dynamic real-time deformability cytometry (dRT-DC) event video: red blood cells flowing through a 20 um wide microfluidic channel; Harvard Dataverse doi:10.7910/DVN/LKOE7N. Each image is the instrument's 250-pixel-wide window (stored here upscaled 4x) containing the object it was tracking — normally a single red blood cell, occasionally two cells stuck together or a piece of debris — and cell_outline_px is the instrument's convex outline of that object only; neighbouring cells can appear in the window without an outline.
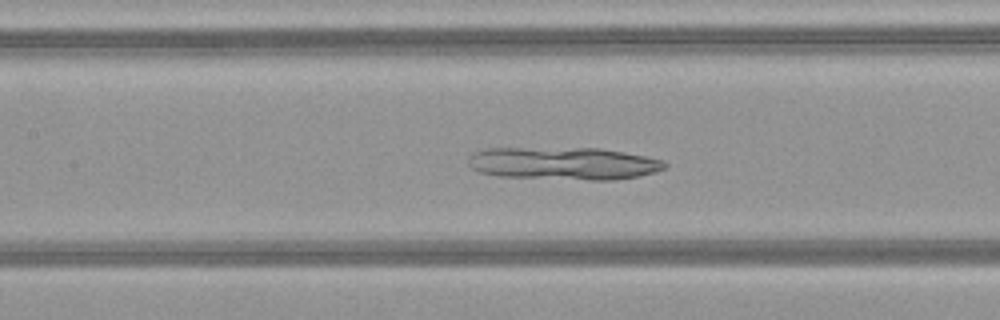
{"species": "common noctule bat (a hibernating species)", "species_latin": "Nyctalus noctula", "temperature_condition": "warm", "stored_images_in_passage": 48, "camera_frame_rate_fps": 3000, "um_per_image_px": 0.085, "animal": {"sex": "female", "body_mass_g": 21.9}, "frame": {"image": 1, "passage_image": 22, "time_ms": 7.0, "image_size_px": [1000, 320], "cell_outline_px": [[668, 164], [664, 168], [656, 172], [640, 176], [612, 180], [588, 180], [500, 176], [480, 172], [472, 168], [468, 164], [468, 156], [472, 152], [488, 148], [600, 148], [624, 152], [664, 160]], "centroid_in_image_um": [47.91, 13.89], "position_along_channel_um": 159.5, "area_um2": 37.57}}
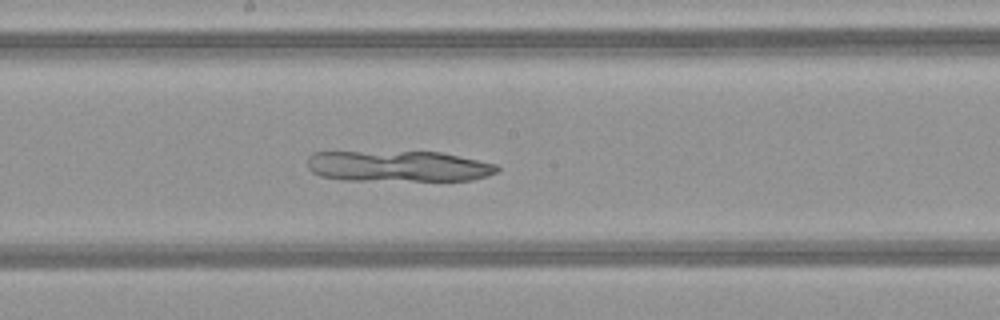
{"frame": {"image": 2, "passage_image": 26, "time_ms": 8.333, "image_size_px": [1000, 320], "cell_outline_px": [[500, 168], [496, 172], [472, 180], [344, 180], [320, 176], [312, 172], [308, 168], [308, 156], [312, 152], [440, 152], [496, 164]], "centroid_in_image_um": [33.81, 14.13], "position_along_channel_um": 214.4, "area_um2": 33.99}}
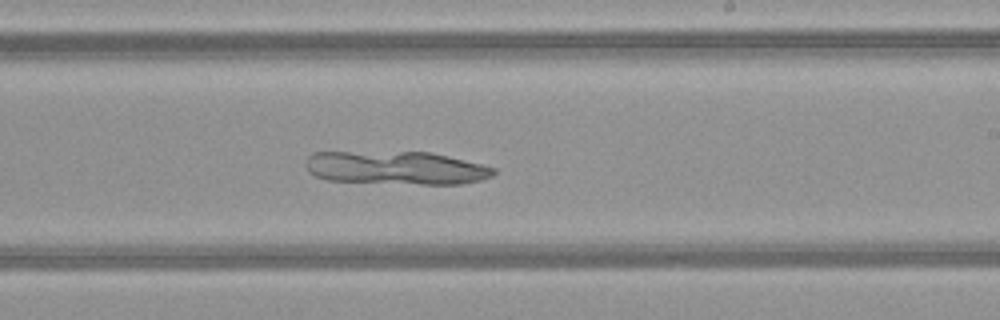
{"frame": {"image": 3, "passage_image": 29, "time_ms": 9.333, "image_size_px": [1000, 320], "cell_outline_px": [[496, 172], [492, 176], [480, 180], [460, 184], [420, 184], [328, 180], [316, 176], [308, 172], [304, 164], [308, 156], [312, 152], [428, 152], [448, 156], [496, 168]], "centroid_in_image_um": [33.64, 14.27], "position_along_channel_um": 255.4, "area_um2": 36.36}}